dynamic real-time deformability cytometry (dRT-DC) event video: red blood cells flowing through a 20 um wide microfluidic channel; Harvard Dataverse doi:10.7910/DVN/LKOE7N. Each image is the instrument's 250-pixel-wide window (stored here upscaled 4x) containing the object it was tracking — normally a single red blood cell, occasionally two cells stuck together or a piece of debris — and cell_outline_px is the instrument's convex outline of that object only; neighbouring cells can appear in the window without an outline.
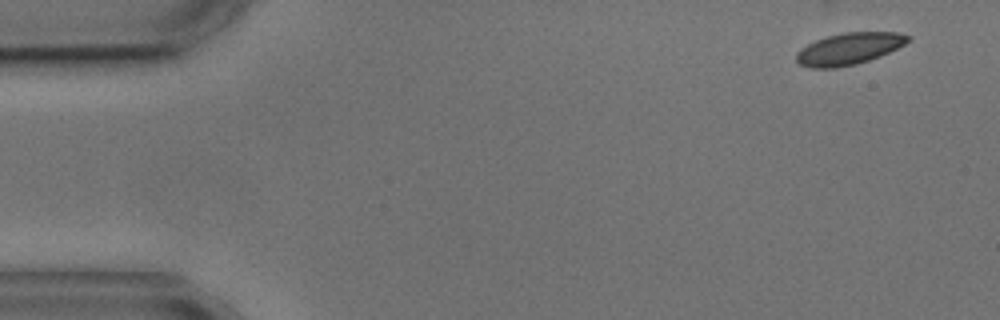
{"species": "common noctule bat (a hibernating species)", "species_latin": "Nyctalus noctula", "temperature_condition": "cold", "stored_images_in_passage": 5, "camera_frame_rate_fps": 3000, "um_per_image_px": 0.085, "animal": {"sex": "male", "body_mass_g": 17.9, "forearm_length_mm": 54.2}, "frame": {"image": 1, "passage_image": 1, "time_ms": 0.0, "image_size_px": [1000, 320], "cell_outline_px": [[912, 36], [904, 44], [880, 56], [856, 64], [836, 68], [808, 68], [800, 64], [796, 60], [796, 52], [800, 48], [816, 40], [828, 36], [844, 32], [896, 32]], "centroid_in_image_um": [72.13, 4.15], "position_along_channel_um": 12.9, "area_um2": 20.58}}
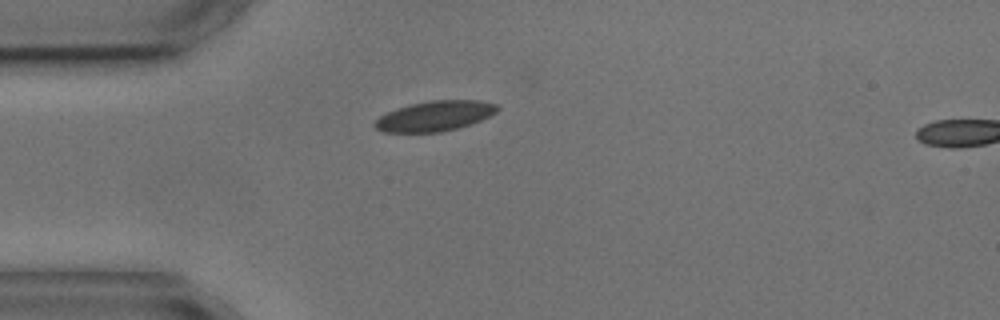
{"frame": {"image": 2, "passage_image": 4, "time_ms": 3.667, "image_size_px": [1000, 320], "cell_outline_px": [[500, 108], [496, 112], [480, 120], [456, 128], [440, 132], [384, 132], [376, 128], [372, 124], [380, 116], [396, 108], [408, 104], [432, 100], [480, 100], [496, 104]], "centroid_in_image_um": [36.94, 9.85], "position_along_channel_um": 48.1, "area_um2": 21.39}}